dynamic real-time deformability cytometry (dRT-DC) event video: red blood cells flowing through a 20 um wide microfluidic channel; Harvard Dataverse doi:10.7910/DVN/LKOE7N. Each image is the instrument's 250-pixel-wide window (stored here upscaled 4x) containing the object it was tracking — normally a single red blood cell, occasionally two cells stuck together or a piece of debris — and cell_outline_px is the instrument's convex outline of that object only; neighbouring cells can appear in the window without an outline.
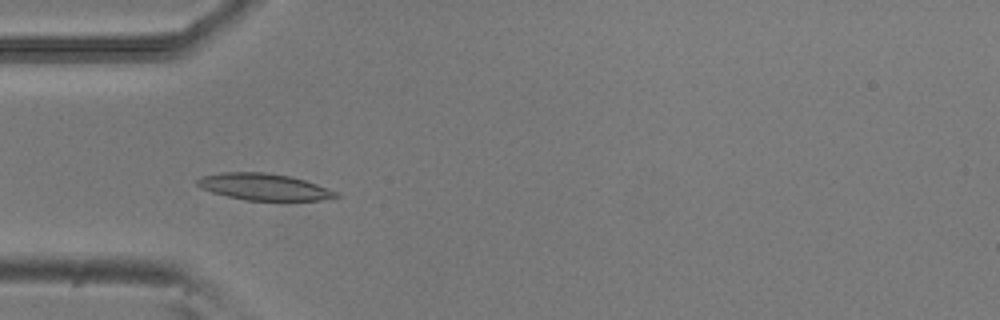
{"species": "common noctule bat (a hibernating species)", "species_latin": "Nyctalus noctula", "temperature_condition": "room temperature", "stored_images_in_passage": 2, "camera_frame_rate_fps": 3000, "um_per_image_px": 0.085, "animal": {"sex": "male", "body_mass_g": 20.5, "forearm_length_mm": 52.5}, "frame": {"image": 1, "passage_image": 2, "time_ms": 0.333, "image_size_px": [1000, 320], "cell_outline_px": [[340, 196], [320, 200], [244, 200], [212, 192], [200, 188], [196, 184], [196, 180], [204, 176], [220, 172], [264, 172], [288, 176], [304, 180], [316, 184], [336, 192]], "centroid_in_image_um": [22.38, 15.88], "position_along_channel_um": 62.6, "area_um2": 21.21}}